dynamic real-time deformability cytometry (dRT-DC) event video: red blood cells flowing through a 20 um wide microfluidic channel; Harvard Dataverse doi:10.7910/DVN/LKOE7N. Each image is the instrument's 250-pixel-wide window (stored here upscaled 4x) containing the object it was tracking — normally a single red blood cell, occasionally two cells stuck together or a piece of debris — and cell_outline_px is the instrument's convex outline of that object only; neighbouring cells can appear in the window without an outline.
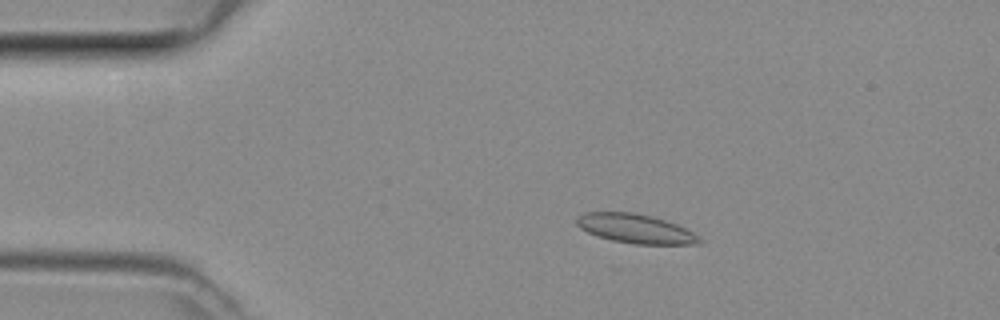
{"species": "common noctule bat (a hibernating species)", "species_latin": "Nyctalus noctula", "temperature_condition": "room temperature", "stored_images_in_passage": 43, "camera_frame_rate_fps": 3000, "um_per_image_px": 0.085, "animal": {"sex": "female", "body_mass_g": 29.2, "forearm_length_mm": 56.3}, "frame": {"image": 1, "passage_image": 4, "time_ms": 1.0, "image_size_px": [1000, 320], "cell_outline_px": [[704, 240], [700, 244], [636, 244], [612, 240], [596, 236], [580, 228], [576, 224], [576, 216], [584, 212], [636, 212], [652, 216], [676, 224], [692, 232]], "centroid_in_image_um": [53.99, 19.43], "position_along_channel_um": 31.0, "area_um2": 20.92}}
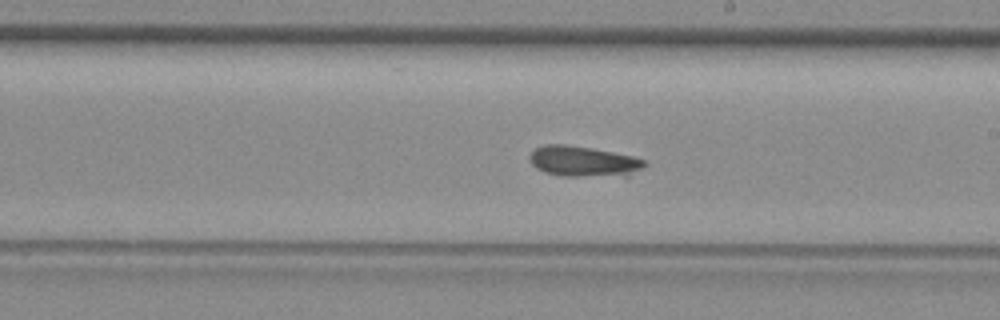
{"frame": {"image": 2, "passage_image": 22, "time_ms": 7.0, "image_size_px": [1000, 320], "cell_outline_px": [[648, 164], [628, 176], [564, 176], [544, 172], [536, 168], [532, 164], [528, 156], [536, 148], [548, 144], [564, 144], [592, 148], [632, 156], [644, 160]], "centroid_in_image_um": [49.59, 13.72], "position_along_channel_um": 239.4, "area_um2": 20.4}}
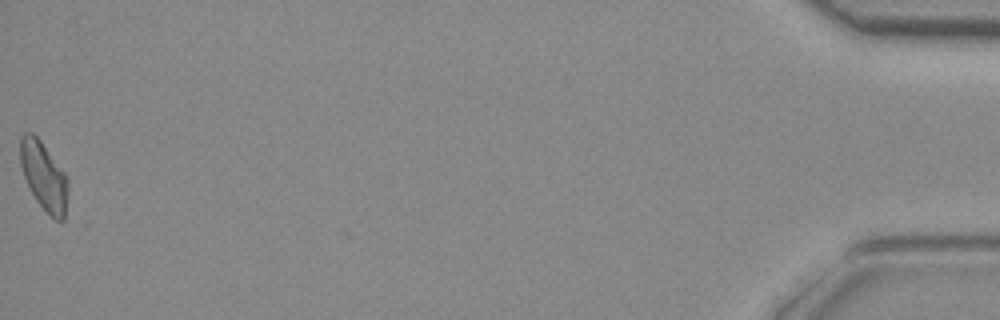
{"frame": {"image": 3, "passage_image": 43, "time_ms": 14.0, "image_size_px": [1000, 320], "cell_outline_px": [[68, 192], [64, 220], [56, 220], [36, 200], [24, 176], [20, 164], [20, 136], [24, 132], [32, 132], [40, 140], [64, 172], [68, 180]], "centroid_in_image_um": [3.72, 14.94], "position_along_channel_um": 431.5, "area_um2": 18.73}}